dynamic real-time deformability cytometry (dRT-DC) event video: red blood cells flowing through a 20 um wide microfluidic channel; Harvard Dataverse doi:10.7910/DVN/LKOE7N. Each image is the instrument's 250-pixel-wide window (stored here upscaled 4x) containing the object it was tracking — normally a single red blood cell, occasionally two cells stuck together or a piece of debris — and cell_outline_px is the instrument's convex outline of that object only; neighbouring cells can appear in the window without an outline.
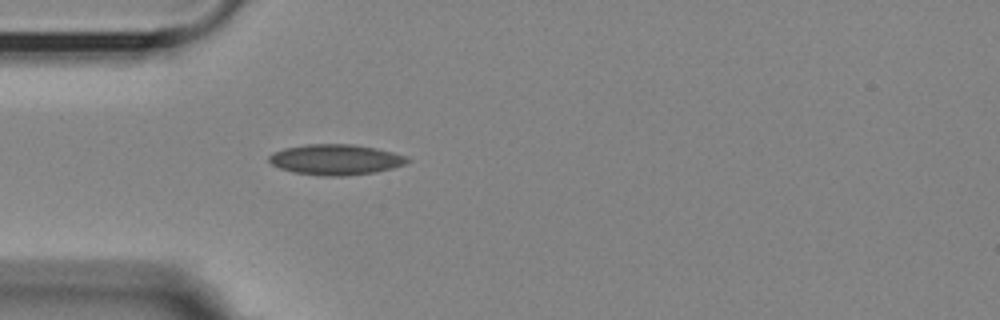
{"species": "Egyptian fruit bat (a non-hibernating species)", "species_latin": "Rousettus aegyptiacus", "temperature_condition": "room temperature", "stored_images_in_passage": 40, "camera_frame_rate_fps": 3000, "um_per_image_px": 0.085, "animal": {"sex": "female"}, "frame": {"image": 1, "passage_image": 1, "time_ms": 0.0, "image_size_px": [1000, 320], "cell_outline_px": [[412, 160], [404, 164], [392, 168], [376, 172], [344, 176], [320, 176], [292, 172], [280, 168], [272, 164], [268, 160], [268, 156], [272, 152], [284, 148], [308, 144], [352, 144], [376, 148], [392, 152], [404, 156]], "centroid_in_image_um": [28.5, 13.57], "position_along_channel_um": 56.5, "area_um2": 24.68}}
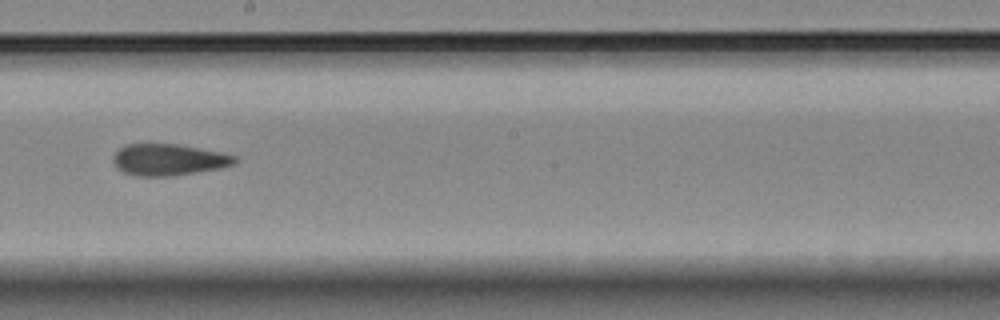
{"frame": {"image": 2, "passage_image": 16, "time_ms": 5.0, "image_size_px": [1000, 320], "cell_outline_px": [[236, 164], [220, 168], [168, 176], [136, 176], [124, 172], [116, 168], [112, 160], [112, 156], [120, 148], [128, 144], [176, 144], [224, 152], [236, 156]], "centroid_in_image_um": [14.33, 13.57], "position_along_channel_um": 233.9, "area_um2": 22.31}}
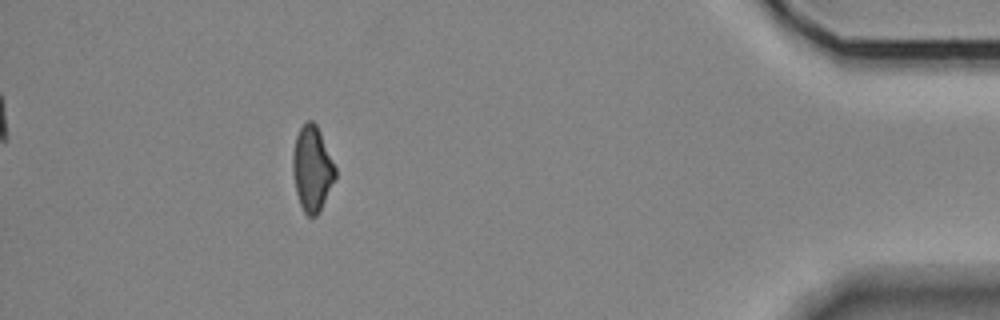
{"frame": {"image": 3, "passage_image": 35, "time_ms": 11.333, "image_size_px": [1000, 320], "cell_outline_px": [[336, 176], [320, 212], [316, 216], [308, 216], [304, 212], [300, 204], [296, 192], [292, 172], [292, 152], [296, 136], [300, 128], [308, 120], [312, 120], [316, 124], [320, 132], [336, 168]], "centroid_in_image_um": [26.52, 14.35], "position_along_channel_um": 408.7, "area_um2": 21.1}, "authors_computed_cell_mechanics": {"area_um2": 22.3397, "velocity_mm_per_s": 3.6017, "shape_relaxation_time_tau1_ms": null, "shape_relaxation_time_tau2_ms": 4.5122, "deformation_change_tau1": null, "deformation_change_tau2": 0.1098}}